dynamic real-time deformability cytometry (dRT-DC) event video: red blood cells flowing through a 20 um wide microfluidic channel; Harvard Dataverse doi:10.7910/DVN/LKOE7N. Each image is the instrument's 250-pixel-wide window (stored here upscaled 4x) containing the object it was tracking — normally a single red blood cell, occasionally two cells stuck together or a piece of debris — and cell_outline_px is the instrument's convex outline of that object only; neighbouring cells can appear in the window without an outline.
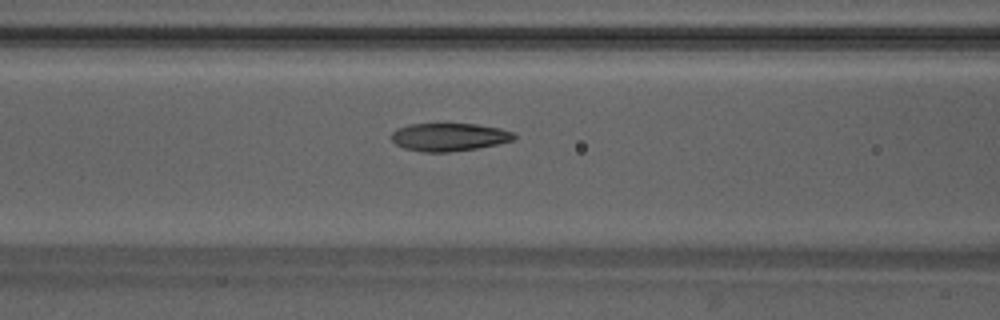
{"species": "Egyptian fruit bat (a non-hibernating species)", "species_latin": "Rousettus aegyptiacus", "temperature_condition": "warm", "stored_images_in_passage": 34, "camera_frame_rate_fps": 3000, "um_per_image_px": 0.085, "animal": {"sex": "male"}, "frame": {"image": 1, "passage_image": 11, "time_ms": 3.333, "image_size_px": [1000, 320], "cell_outline_px": [[516, 136], [512, 140], [496, 144], [476, 148], [448, 152], [424, 152], [404, 148], [396, 144], [392, 140], [392, 132], [396, 128], [408, 124], [476, 124], [500, 128], [512, 132]], "centroid_in_image_um": [38.14, 11.64], "position_along_channel_um": 128.5, "area_um2": 19.83}}
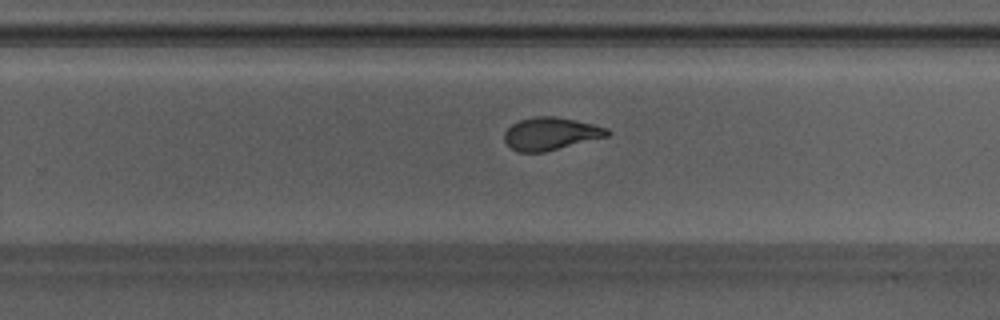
{"frame": {"image": 2, "passage_image": 22, "time_ms": 7.0, "image_size_px": [1000, 320], "cell_outline_px": [[612, 132], [608, 136], [544, 152], [516, 152], [504, 140], [504, 132], [512, 124], [520, 120], [536, 116], [552, 116], [592, 124], [608, 128]], "centroid_in_image_um": [46.8, 11.37], "position_along_channel_um": 283.0, "area_um2": 19.36}}
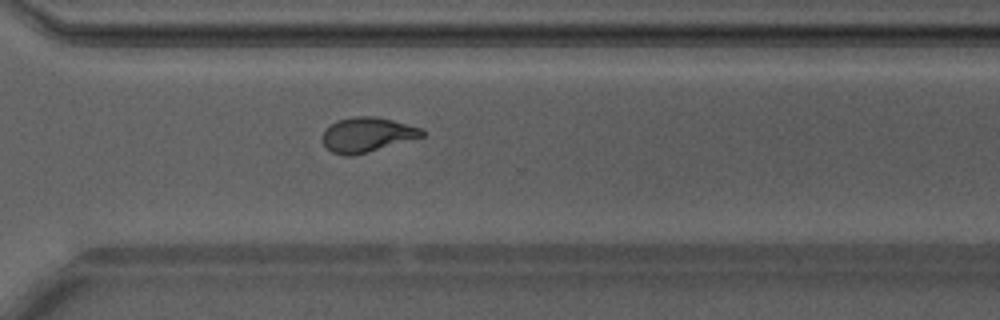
{"frame": {"image": 3, "passage_image": 26, "time_ms": 8.333, "image_size_px": [1000, 320], "cell_outline_px": [[424, 136], [352, 156], [344, 156], [332, 152], [324, 144], [324, 128], [336, 120], [352, 116], [376, 116], [392, 120], [420, 128], [424, 132]], "centroid_in_image_um": [31.16, 11.43], "position_along_channel_um": 339.4, "area_um2": 19.88}, "authors_computed_cell_mechanics": {"area_um2": 20.0855, "velocity_mm_per_s": 4.2279, "shape_relaxation_time_tau1_ms": 7.0583, "shape_relaxation_time_tau2_ms": 1.3568, "deformation_change_tau1": 0.2397, "deformation_change_tau2": 0.0759}}